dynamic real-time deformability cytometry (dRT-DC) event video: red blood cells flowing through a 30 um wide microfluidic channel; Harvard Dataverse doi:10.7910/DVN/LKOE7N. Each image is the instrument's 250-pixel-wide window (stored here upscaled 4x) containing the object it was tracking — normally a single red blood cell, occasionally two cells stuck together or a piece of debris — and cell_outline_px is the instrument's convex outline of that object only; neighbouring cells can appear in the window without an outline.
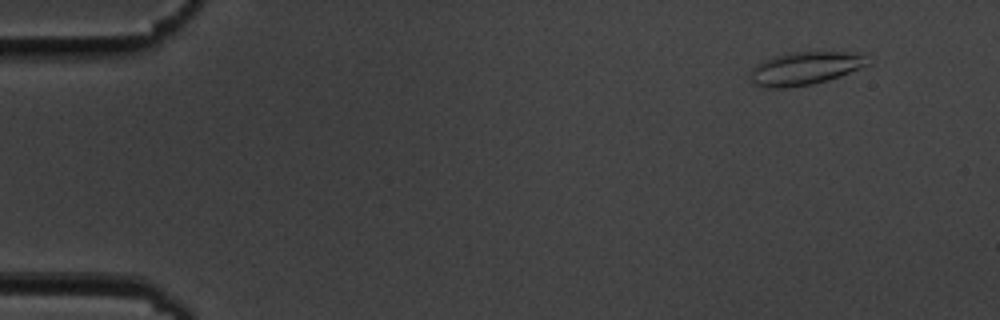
{"species": "common noctule bat (a hibernating species)", "species_latin": "Nyctalus noctula", "temperature_condition": "cold", "stored_images_in_passage": 53, "camera_frame_rate_fps": 3000, "um_per_image_px": 0.085, "animal": {"sex": "male", "body_mass_g": 19.5, "forearm_length_mm": 54.6}, "frame": {"image": 1, "passage_image": 2, "time_ms": 0.333, "image_size_px": [1000, 320], "cell_outline_px": [[868, 64], [860, 68], [840, 76], [828, 80], [812, 84], [788, 88], [764, 88], [752, 84], [752, 68], [756, 64], [764, 60], [788, 52], [860, 52]], "centroid_in_image_um": [68.39, 5.82], "position_along_channel_um": 16.6, "area_um2": 22.48}}
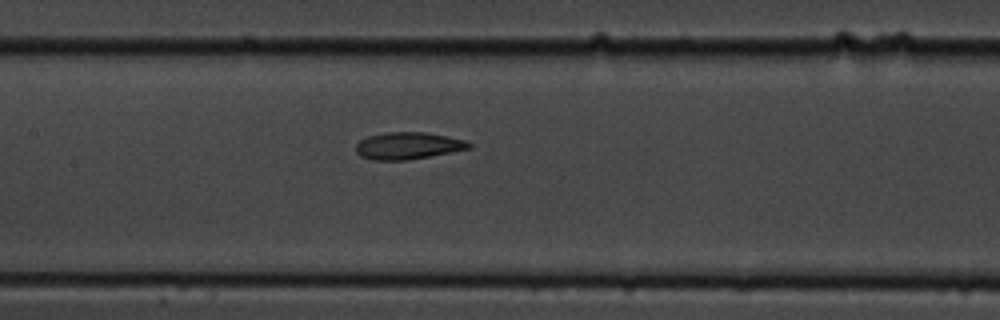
{"frame": {"image": 2, "passage_image": 24, "time_ms": 7.667, "image_size_px": [1000, 320], "cell_outline_px": [[472, 148], [408, 160], [372, 160], [360, 156], [356, 152], [356, 144], [360, 140], [368, 136], [384, 132], [428, 132], [464, 140], [472, 144]], "centroid_in_image_um": [34.66, 12.38], "position_along_channel_um": 172.7, "area_um2": 17.86}}
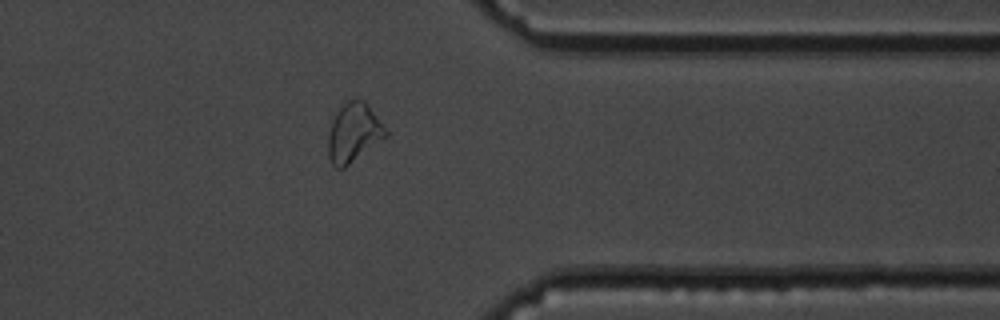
{"frame": {"image": 3, "passage_image": 42, "time_ms": 13.667, "image_size_px": [1000, 320], "cell_outline_px": [[388, 136], [344, 168], [336, 168], [332, 164], [328, 156], [328, 136], [332, 120], [336, 112], [348, 100], [364, 100], [368, 104], [388, 132]], "centroid_in_image_um": [30.06, 11.3], "position_along_channel_um": 381.3, "area_um2": 19.65}, "authors_computed_cell_mechanics": {"area_um2": 19.1318, "velocity_mm_per_s": 3.6041, "shape_relaxation_time_tau1_ms": null, "shape_relaxation_time_tau2_ms": 3.51, "deformation_change_tau1": null, "deformation_change_tau2": 0.0783}}